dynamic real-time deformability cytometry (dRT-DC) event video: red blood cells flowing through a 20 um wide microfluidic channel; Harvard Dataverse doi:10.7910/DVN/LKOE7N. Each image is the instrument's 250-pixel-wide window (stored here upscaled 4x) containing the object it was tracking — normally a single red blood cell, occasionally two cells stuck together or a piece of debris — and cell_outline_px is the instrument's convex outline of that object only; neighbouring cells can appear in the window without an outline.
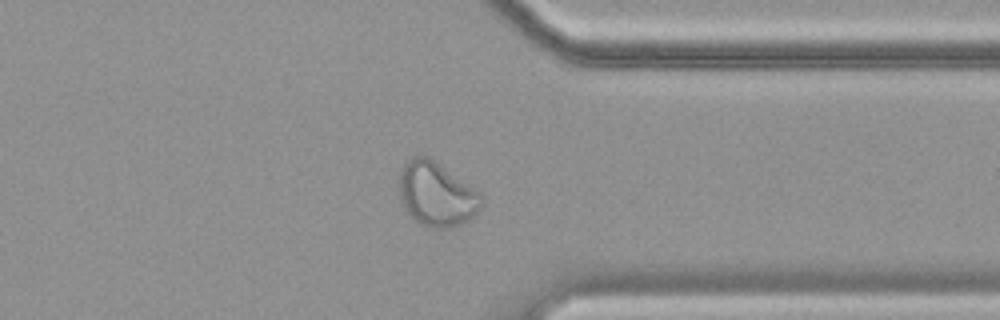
{"species": "common noctule bat (a hibernating species)", "species_latin": "Nyctalus noctula", "temperature_condition": "cold", "stored_images_in_passage": 51, "camera_frame_rate_fps": 3000, "um_per_image_px": 0.085, "animal": {"sex": "female", "body_mass_g": 19.9}, "frame": {"image": 1, "passage_image": 37, "time_ms": 12.0, "image_size_px": [1000, 320], "cell_outline_px": [[484, 196], [480, 208], [468, 220], [460, 224], [448, 228], [432, 228], [420, 224], [404, 208], [400, 200], [400, 168], [412, 156], [428, 156], [480, 192]], "centroid_in_image_um": [37.1, 16.5], "position_along_channel_um": 374.3, "area_um2": 30.58}, "authors_computed_cell_mechanics": {"area_um2": 27.0504, "velocity_mm_per_s": 3.4809, "shape_relaxation_time_tau1_ms": null, "shape_relaxation_time_tau2_ms": 1.3685, "deformation_change_tau1": null, "deformation_change_tau2": 0.0569}}